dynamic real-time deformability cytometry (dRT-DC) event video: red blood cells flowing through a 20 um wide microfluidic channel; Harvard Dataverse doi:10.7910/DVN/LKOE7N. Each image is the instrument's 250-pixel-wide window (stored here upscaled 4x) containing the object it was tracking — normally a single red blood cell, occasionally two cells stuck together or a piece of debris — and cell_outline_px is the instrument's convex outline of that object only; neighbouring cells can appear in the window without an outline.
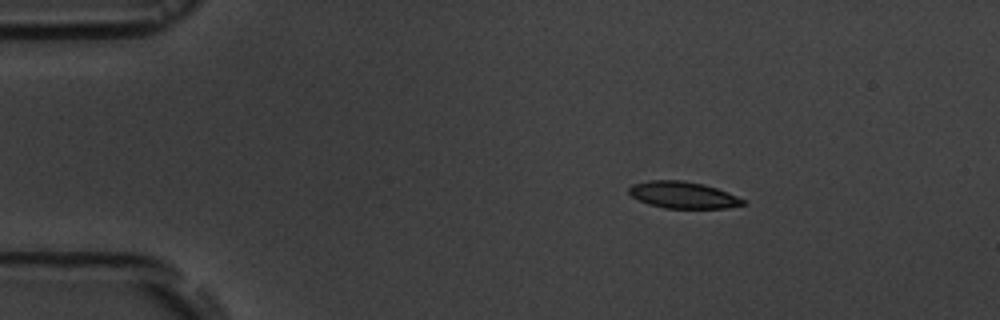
{"species": "common noctule bat (a hibernating species)", "species_latin": "Nyctalus noctula", "temperature_condition": "room temperature", "stored_images_in_passage": 5, "camera_frame_rate_fps": 3000, "um_per_image_px": 0.085, "animal": {"sex": "male", "body_mass_g": 19.5, "forearm_length_mm": 54.6}, "frame": {"image": 1, "passage_image": 3, "time_ms": 2.0, "image_size_px": [1000, 320], "cell_outline_px": [[744, 204], [728, 208], [664, 208], [648, 204], [632, 196], [628, 192], [628, 188], [632, 184], [652, 180], [680, 180], [704, 184], [728, 192], [744, 200]], "centroid_in_image_um": [58.04, 16.57], "position_along_channel_um": 27.0, "area_um2": 17.63}}